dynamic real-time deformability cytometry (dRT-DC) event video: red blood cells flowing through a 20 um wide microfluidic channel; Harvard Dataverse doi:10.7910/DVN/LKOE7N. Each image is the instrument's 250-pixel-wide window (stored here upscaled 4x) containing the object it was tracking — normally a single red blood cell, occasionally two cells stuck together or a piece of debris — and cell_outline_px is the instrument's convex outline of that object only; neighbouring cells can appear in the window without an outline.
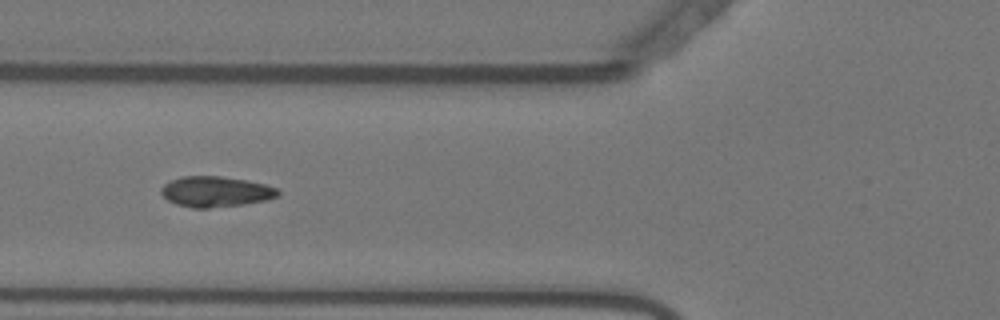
{"species": "Egyptian fruit bat (a non-hibernating species)", "species_latin": "Rousettus aegyptiacus", "temperature_condition": "warm", "stored_images_in_passage": 55, "camera_frame_rate_fps": 3000, "um_per_image_px": 0.085, "animal": {"sex": "female"}, "frame": {"image": 1, "passage_image": 21, "time_ms": 6.667, "image_size_px": [1000, 320], "cell_outline_px": [[280, 192], [276, 196], [264, 200], [244, 204], [208, 208], [192, 208], [176, 204], [168, 200], [160, 192], [160, 188], [168, 180], [180, 176], [220, 176], [244, 180], [264, 184], [276, 188]], "centroid_in_image_um": [18.26, 16.28], "position_along_channel_um": 107.5, "area_um2": 20.69}}
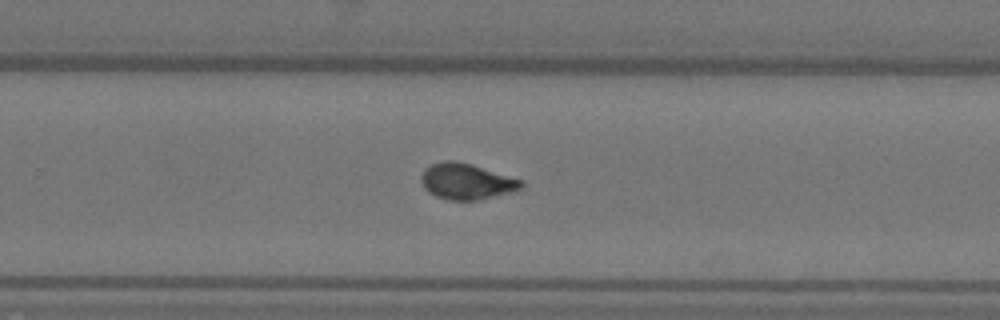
{"frame": {"image": 2, "passage_image": 36, "time_ms": 11.667, "image_size_px": [1000, 320], "cell_outline_px": [[524, 184], [516, 192], [476, 200], [448, 200], [436, 196], [428, 192], [424, 188], [420, 180], [420, 176], [424, 168], [432, 164], [444, 160], [456, 160], [472, 164], [524, 180]], "centroid_in_image_um": [39.66, 15.41], "position_along_channel_um": 290.1, "area_um2": 21.33}}
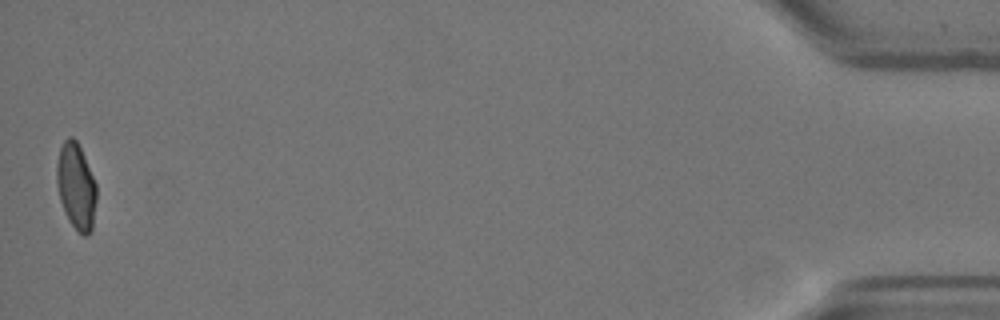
{"frame": {"image": 3, "passage_image": 55, "time_ms": 18.0, "image_size_px": [1000, 320], "cell_outline_px": [[96, 200], [92, 232], [88, 236], [84, 236], [68, 220], [60, 200], [56, 184], [56, 164], [60, 148], [64, 140], [68, 136], [72, 136], [76, 140], [84, 156], [96, 184]], "centroid_in_image_um": [6.46, 15.84], "position_along_channel_um": 428.7, "area_um2": 20.0}, "authors_computed_cell_mechanics": {"area_um2": 20.4612, "velocity_mm_per_s": 3.6525, "shape_relaxation_time_tau1_ms": 6.2267, "shape_relaxation_time_tau2_ms": null, "deformation_change_tau1": 0.1741, "deformation_change_tau2": null}}